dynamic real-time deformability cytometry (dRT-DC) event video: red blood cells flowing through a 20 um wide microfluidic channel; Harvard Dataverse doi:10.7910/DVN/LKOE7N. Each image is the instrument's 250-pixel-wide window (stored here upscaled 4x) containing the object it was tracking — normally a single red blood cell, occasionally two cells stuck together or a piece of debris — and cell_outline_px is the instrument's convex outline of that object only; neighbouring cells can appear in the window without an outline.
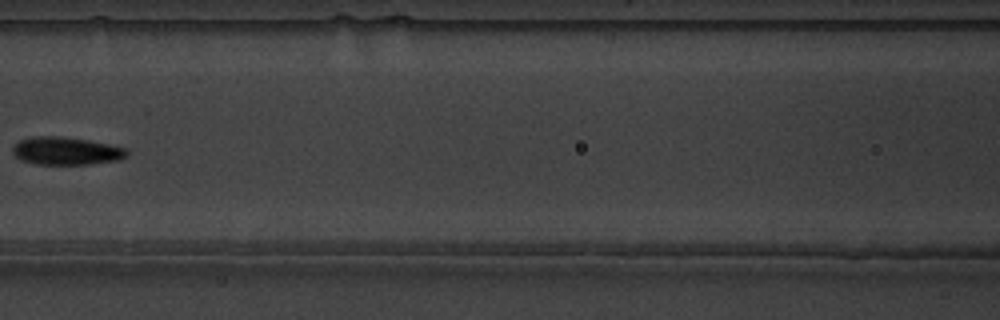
{"species": "common noctule bat (a hibernating species)", "species_latin": "Nyctalus noctula", "temperature_condition": "warm", "stored_images_in_passage": 8, "camera_frame_rate_fps": 3000, "um_per_image_px": 0.085, "animal": {"sex": "male", "body_mass_g": 19.5, "forearm_length_mm": 54.6}, "frame": {"image": 1, "passage_image": 7, "time_ms": 2.0, "image_size_px": [1000, 320], "cell_outline_px": [[128, 152], [124, 156], [116, 160], [88, 164], [36, 164], [20, 160], [12, 152], [12, 148], [20, 140], [32, 136], [60, 136], [88, 140], [108, 144], [124, 148]], "centroid_in_image_um": [5.55, 12.82], "position_along_channel_um": 161.0, "area_um2": 18.26}}
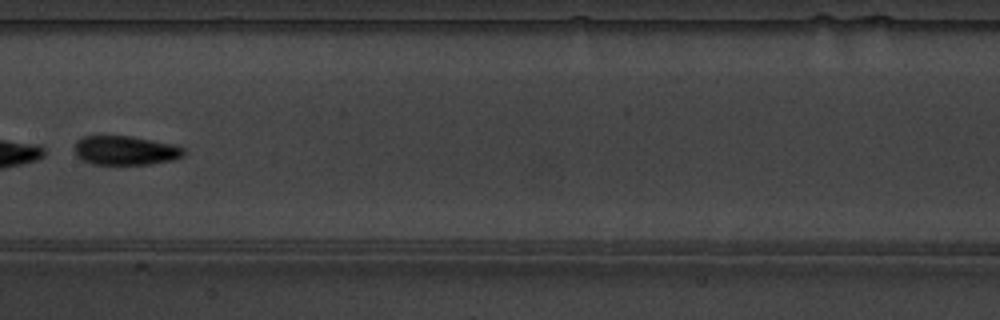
{"frame": {"image": 2, "passage_image": 8, "time_ms": 2.333, "image_size_px": [1000, 320], "cell_outline_px": [[184, 156], [172, 160], [152, 164], [92, 164], [80, 160], [76, 156], [76, 140], [84, 136], [132, 136], [172, 144], [184, 148]], "centroid_in_image_um": [10.65, 12.79], "position_along_channel_um": 196.8, "area_um2": 18.55}}